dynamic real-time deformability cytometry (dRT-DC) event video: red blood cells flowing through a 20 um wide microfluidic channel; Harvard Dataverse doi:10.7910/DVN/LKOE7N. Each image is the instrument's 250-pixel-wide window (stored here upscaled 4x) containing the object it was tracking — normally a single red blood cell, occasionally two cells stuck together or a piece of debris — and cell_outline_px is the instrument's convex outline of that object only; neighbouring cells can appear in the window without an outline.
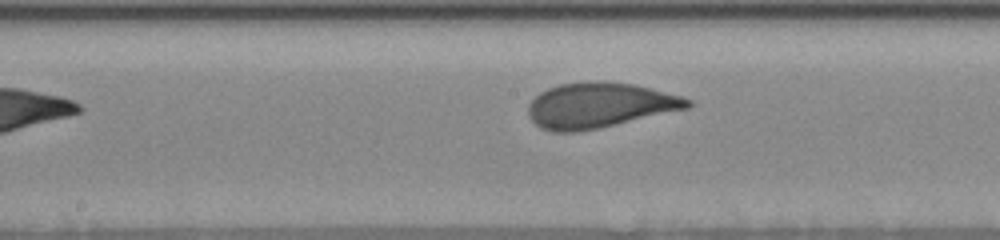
{"species": "human", "species_latin": "Homo sapiens", "temperature_condition": "room temperature", "stored_images_in_passage": 13, "camera_frame_rate_fps": 3000, "um_per_image_px": 0.085, "donor": {"sex": "female"}, "frame": {"image": 1, "passage_image": 6, "time_ms": 5.667, "image_size_px": [1000, 240], "cell_outline_px": [[692, 104], [688, 108], [600, 128], [576, 132], [552, 132], [540, 128], [528, 116], [528, 104], [540, 92], [548, 88], [560, 84], [596, 80], [604, 80], [632, 84], [652, 88], [680, 96], [692, 100]], "centroid_in_image_um": [50.93, 8.95], "position_along_channel_um": 197.3, "area_um2": 42.14}}
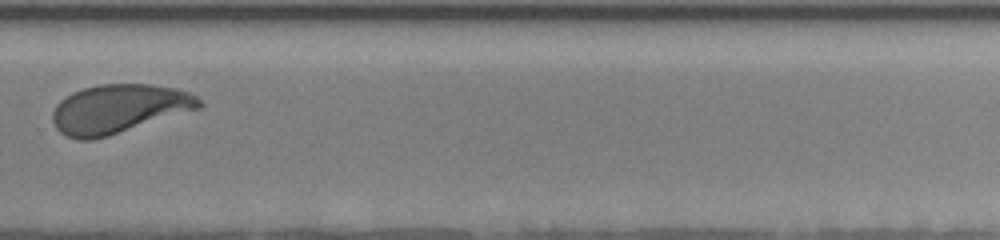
{"frame": {"image": 2, "passage_image": 10, "time_ms": 8.667, "image_size_px": [1000, 240], "cell_outline_px": [[204, 104], [200, 108], [108, 136], [92, 140], [80, 140], [68, 136], [60, 132], [56, 128], [52, 120], [52, 112], [56, 104], [60, 100], [84, 88], [100, 84], [152, 84], [176, 88], [188, 92], [196, 96]], "centroid_in_image_um": [10.1, 9.25], "position_along_channel_um": 319.7, "area_um2": 41.5}}
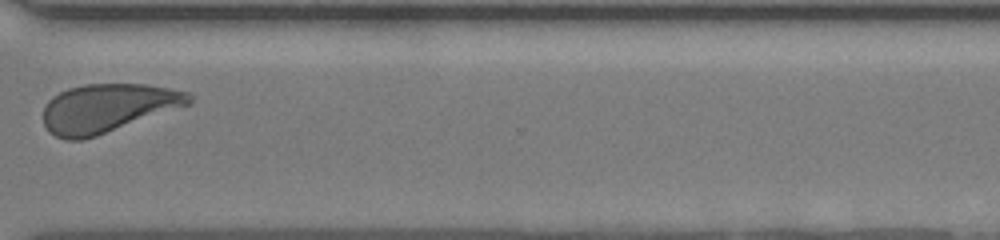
{"frame": {"image": 3, "passage_image": 11, "time_ms": 9.667, "image_size_px": [1000, 240], "cell_outline_px": [[192, 104], [96, 136], [80, 140], [64, 140], [48, 132], [44, 124], [44, 104], [52, 96], [68, 88], [84, 84], [144, 84], [168, 88], [188, 92], [192, 96]], "centroid_in_image_um": [9.14, 9.19], "position_along_channel_um": 361.5, "area_um2": 41.38}}